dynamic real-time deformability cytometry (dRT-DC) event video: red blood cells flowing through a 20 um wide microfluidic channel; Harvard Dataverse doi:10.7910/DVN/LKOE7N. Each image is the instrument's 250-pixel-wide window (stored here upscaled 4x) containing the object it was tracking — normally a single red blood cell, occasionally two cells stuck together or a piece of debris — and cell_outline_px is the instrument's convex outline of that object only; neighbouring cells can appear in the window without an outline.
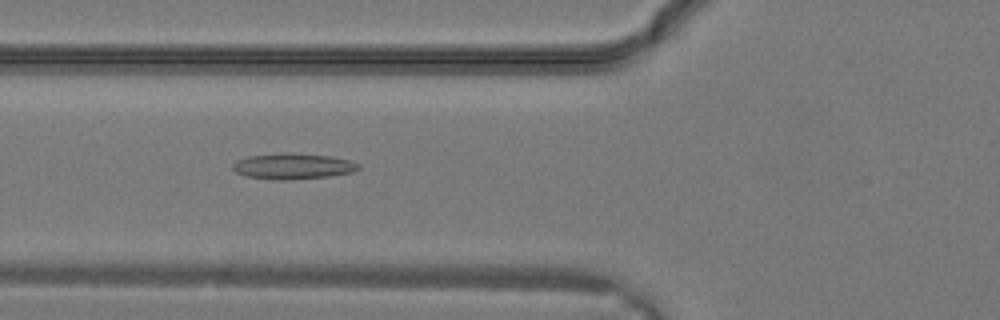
{"species": "common noctule bat (a hibernating species)", "species_latin": "Nyctalus noctula", "temperature_condition": "warm", "stored_images_in_passage": 28, "camera_frame_rate_fps": 3000, "um_per_image_px": 0.085, "animal": {"sex": "male", "body_mass_g": 19.2, "forearm_length_mm": 51.8}, "frame": {"image": 1, "passage_image": 9, "time_ms": 2.667, "image_size_px": [1000, 320], "cell_outline_px": [[360, 168], [352, 172], [328, 176], [284, 180], [276, 180], [248, 176], [236, 172], [232, 168], [232, 164], [236, 160], [248, 156], [280, 152], [288, 152], [332, 156], [348, 160], [360, 164]], "centroid_in_image_um": [24.88, 14.11], "position_along_channel_um": 100.9, "area_um2": 18.96}}
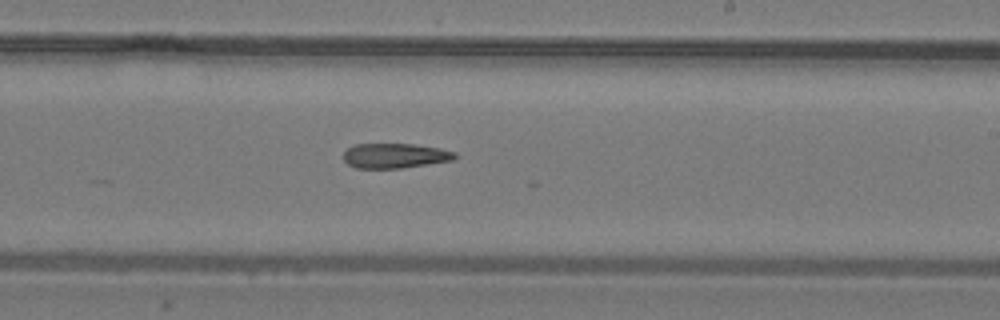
{"frame": {"image": 2, "passage_image": 16, "time_ms": 5.0, "image_size_px": [1000, 320], "cell_outline_px": [[456, 156], [452, 160], [400, 168], [356, 168], [348, 164], [344, 160], [344, 152], [352, 144], [412, 144], [440, 148], [456, 152]], "centroid_in_image_um": [33.54, 13.23], "position_along_channel_um": 255.5, "area_um2": 16.01}}
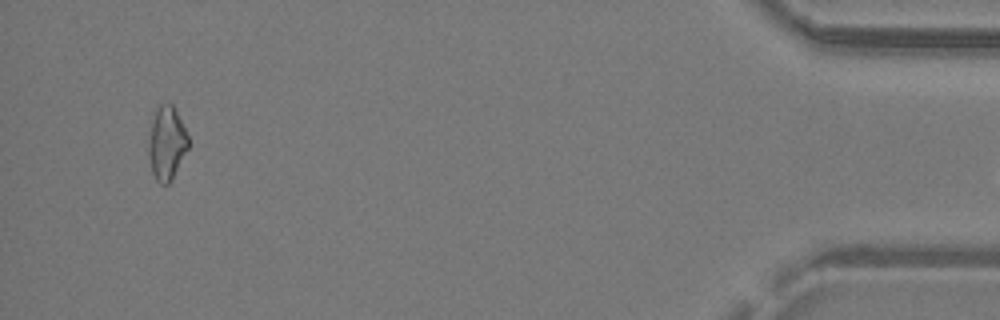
{"frame": {"image": 3, "passage_image": 27, "time_ms": 8.667, "image_size_px": [1000, 320], "cell_outline_px": [[188, 148], [172, 180], [168, 184], [160, 184], [156, 180], [152, 172], [148, 156], [148, 144], [152, 120], [156, 108], [160, 104], [172, 104], [188, 136]], "centroid_in_image_um": [14.15, 12.2], "position_along_channel_um": 421.1, "area_um2": 16.88}}